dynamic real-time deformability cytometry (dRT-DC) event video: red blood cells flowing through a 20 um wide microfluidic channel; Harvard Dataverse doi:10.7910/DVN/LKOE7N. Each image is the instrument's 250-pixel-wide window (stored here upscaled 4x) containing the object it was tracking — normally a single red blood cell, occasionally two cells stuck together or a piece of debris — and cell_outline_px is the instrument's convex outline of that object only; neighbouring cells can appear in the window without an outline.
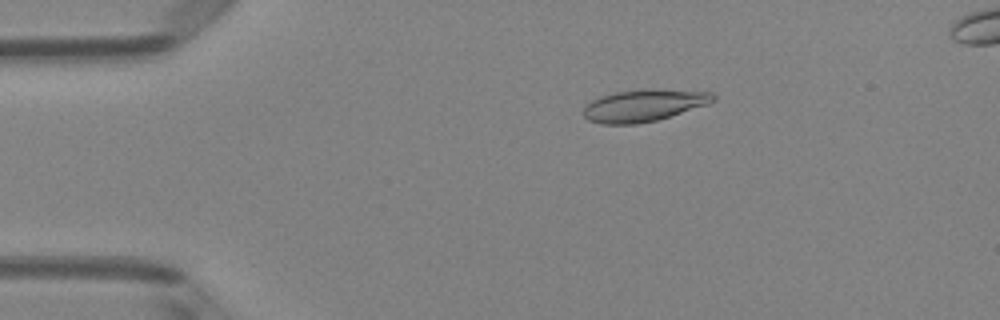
{"species": "Egyptian fruit bat (a non-hibernating species)", "species_latin": "Rousettus aegyptiacus", "temperature_condition": "room temperature", "stored_images_in_passage": 4, "camera_frame_rate_fps": 3000, "um_per_image_px": 0.085, "animal": {"sex": "female"}, "frame": {"image": 1, "passage_image": 2, "time_ms": 0.333, "image_size_px": [1000, 320], "cell_outline_px": [[716, 100], [708, 104], [656, 120], [636, 124], [600, 124], [588, 120], [584, 116], [584, 108], [592, 100], [600, 96], [616, 92], [648, 88], [712, 92], [716, 96]], "centroid_in_image_um": [54.73, 8.95], "position_along_channel_um": 30.3, "area_um2": 24.16}}
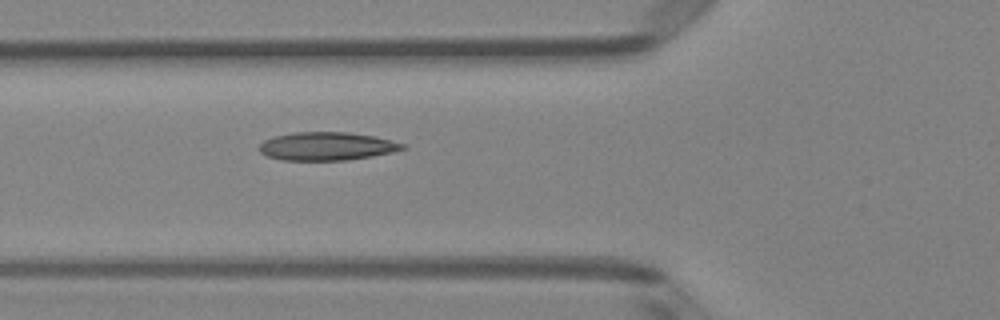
{"frame": {"image": 2, "passage_image": 4, "time_ms": 1.0, "image_size_px": [1000, 320], "cell_outline_px": [[408, 148], [392, 152], [372, 156], [348, 160], [280, 160], [268, 156], [260, 152], [260, 144], [264, 140], [272, 136], [292, 132], [348, 132], [372, 136], [404, 144]], "centroid_in_image_um": [27.74, 12.43], "position_along_channel_um": 98.1, "area_um2": 23.52}}